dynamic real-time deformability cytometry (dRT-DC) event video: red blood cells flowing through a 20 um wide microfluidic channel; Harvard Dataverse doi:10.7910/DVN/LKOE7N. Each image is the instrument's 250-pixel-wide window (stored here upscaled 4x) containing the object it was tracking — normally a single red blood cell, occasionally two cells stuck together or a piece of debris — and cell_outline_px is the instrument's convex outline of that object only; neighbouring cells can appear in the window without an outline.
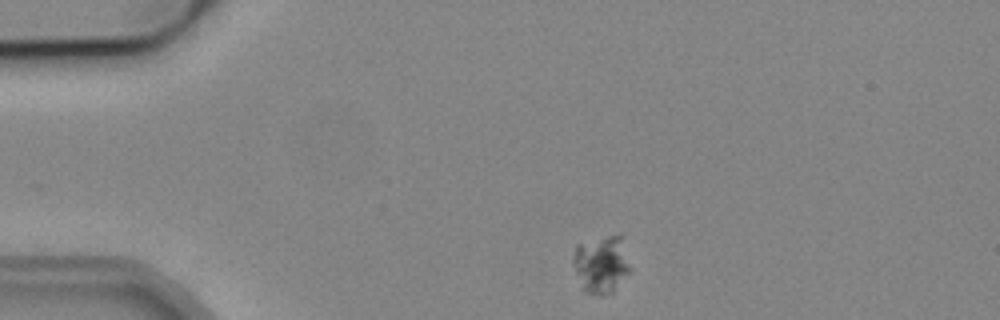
{"species": "common noctule bat (a hibernating species)", "species_latin": "Nyctalus noctula", "temperature_condition": "cold", "stored_images_in_passage": 45, "camera_frame_rate_fps": 3000, "um_per_image_px": 0.085, "animal": {"sex": "male", "body_mass_g": 19.2, "forearm_length_mm": 51.8}, "frame": {"image": 1, "passage_image": 2, "time_ms": 0.333, "image_size_px": [1000, 320], "cell_outline_px": [[628, 272], [612, 292], [600, 296], [584, 292], [580, 288], [572, 264], [572, 260], [576, 244], [608, 236], [620, 236], [628, 268]], "centroid_in_image_um": [50.99, 22.52], "position_along_channel_um": 34.0, "area_um2": 18.61}}
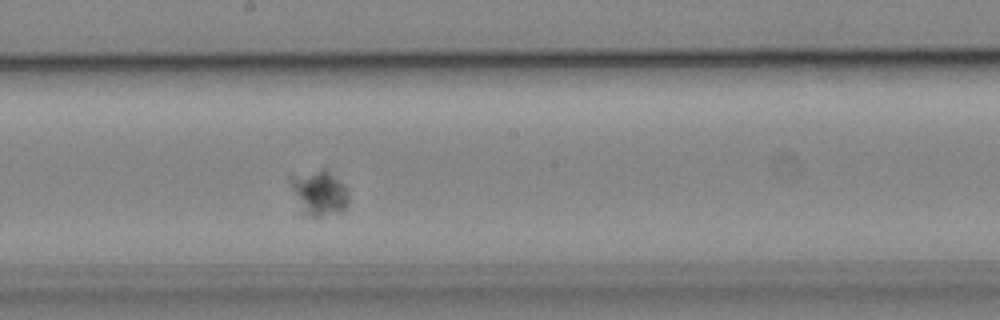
{"frame": {"image": 2, "passage_image": 21, "time_ms": 6.667, "image_size_px": [1000, 320], "cell_outline_px": [[348, 208], [340, 212], [320, 216], [300, 216], [288, 180], [288, 176], [320, 168], [324, 168], [344, 184], [348, 188]], "centroid_in_image_um": [27.07, 16.41], "position_along_channel_um": 221.1, "area_um2": 16.01}}
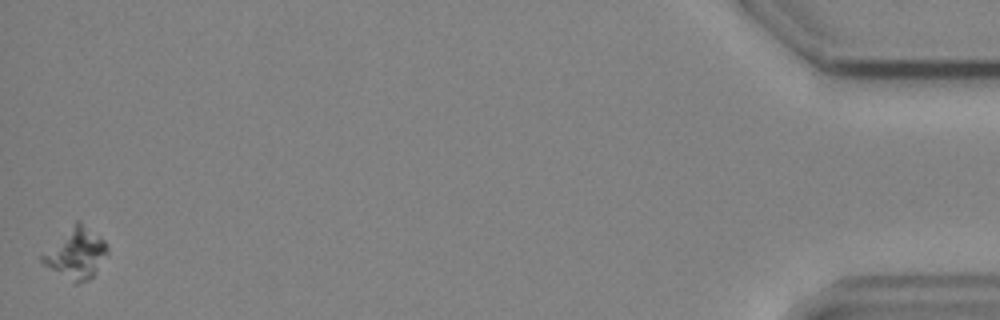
{"frame": {"image": 3, "passage_image": 45, "time_ms": 14.667, "image_size_px": [1000, 320], "cell_outline_px": [[108, 252], [92, 276], [88, 280], [76, 284], [44, 264], [40, 260], [40, 256], [76, 220], [80, 220], [100, 236], [104, 240], [108, 248]], "centroid_in_image_um": [6.47, 21.51], "position_along_channel_um": 428.7, "area_um2": 18.79}}